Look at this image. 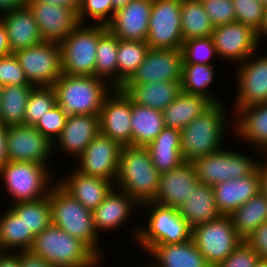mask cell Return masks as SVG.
Masks as SVG:
<instances>
[{"instance_id":"obj_33","label":"cell","mask_w":267,"mask_h":267,"mask_svg":"<svg viewBox=\"0 0 267 267\" xmlns=\"http://www.w3.org/2000/svg\"><path fill=\"white\" fill-rule=\"evenodd\" d=\"M0 215V252H21L30 250L35 236L27 230L20 219L8 206Z\"/></svg>"},{"instance_id":"obj_29","label":"cell","mask_w":267,"mask_h":267,"mask_svg":"<svg viewBox=\"0 0 267 267\" xmlns=\"http://www.w3.org/2000/svg\"><path fill=\"white\" fill-rule=\"evenodd\" d=\"M178 211L191 229L221 216L214 198L213 186L200 182Z\"/></svg>"},{"instance_id":"obj_43","label":"cell","mask_w":267,"mask_h":267,"mask_svg":"<svg viewBox=\"0 0 267 267\" xmlns=\"http://www.w3.org/2000/svg\"><path fill=\"white\" fill-rule=\"evenodd\" d=\"M181 51L182 64L214 65L211 59L218 57L211 35L183 41Z\"/></svg>"},{"instance_id":"obj_54","label":"cell","mask_w":267,"mask_h":267,"mask_svg":"<svg viewBox=\"0 0 267 267\" xmlns=\"http://www.w3.org/2000/svg\"><path fill=\"white\" fill-rule=\"evenodd\" d=\"M27 1H34L39 3H45V4H53L58 5L62 7H68L72 10H74L77 14L81 7L82 0H27Z\"/></svg>"},{"instance_id":"obj_9","label":"cell","mask_w":267,"mask_h":267,"mask_svg":"<svg viewBox=\"0 0 267 267\" xmlns=\"http://www.w3.org/2000/svg\"><path fill=\"white\" fill-rule=\"evenodd\" d=\"M237 151L224 146L217 152L196 158L192 163L199 182L214 186L226 180H234L251 174L257 168L259 158H251L247 153Z\"/></svg>"},{"instance_id":"obj_26","label":"cell","mask_w":267,"mask_h":267,"mask_svg":"<svg viewBox=\"0 0 267 267\" xmlns=\"http://www.w3.org/2000/svg\"><path fill=\"white\" fill-rule=\"evenodd\" d=\"M261 191V178L256 168L251 174L220 182L213 186L214 198L221 215H230Z\"/></svg>"},{"instance_id":"obj_4","label":"cell","mask_w":267,"mask_h":267,"mask_svg":"<svg viewBox=\"0 0 267 267\" xmlns=\"http://www.w3.org/2000/svg\"><path fill=\"white\" fill-rule=\"evenodd\" d=\"M139 209H144L148 214L145 219L147 225L135 223V228L131 229V238L144 253L155 245L183 243L191 239V228L180 216L178 209L155 202H146Z\"/></svg>"},{"instance_id":"obj_49","label":"cell","mask_w":267,"mask_h":267,"mask_svg":"<svg viewBox=\"0 0 267 267\" xmlns=\"http://www.w3.org/2000/svg\"><path fill=\"white\" fill-rule=\"evenodd\" d=\"M259 255L244 240L237 248L216 267H256L260 261Z\"/></svg>"},{"instance_id":"obj_57","label":"cell","mask_w":267,"mask_h":267,"mask_svg":"<svg viewBox=\"0 0 267 267\" xmlns=\"http://www.w3.org/2000/svg\"><path fill=\"white\" fill-rule=\"evenodd\" d=\"M27 0H0V14L11 12L26 5Z\"/></svg>"},{"instance_id":"obj_10","label":"cell","mask_w":267,"mask_h":267,"mask_svg":"<svg viewBox=\"0 0 267 267\" xmlns=\"http://www.w3.org/2000/svg\"><path fill=\"white\" fill-rule=\"evenodd\" d=\"M191 239L211 267L223 262L243 241L228 215L194 227Z\"/></svg>"},{"instance_id":"obj_40","label":"cell","mask_w":267,"mask_h":267,"mask_svg":"<svg viewBox=\"0 0 267 267\" xmlns=\"http://www.w3.org/2000/svg\"><path fill=\"white\" fill-rule=\"evenodd\" d=\"M8 206L20 219L27 230L36 237L52 224L51 206L49 197L34 201L17 202Z\"/></svg>"},{"instance_id":"obj_13","label":"cell","mask_w":267,"mask_h":267,"mask_svg":"<svg viewBox=\"0 0 267 267\" xmlns=\"http://www.w3.org/2000/svg\"><path fill=\"white\" fill-rule=\"evenodd\" d=\"M258 52L235 67L237 91L234 107L231 106L233 116L247 106L267 103V54Z\"/></svg>"},{"instance_id":"obj_24","label":"cell","mask_w":267,"mask_h":267,"mask_svg":"<svg viewBox=\"0 0 267 267\" xmlns=\"http://www.w3.org/2000/svg\"><path fill=\"white\" fill-rule=\"evenodd\" d=\"M233 119L232 135L250 145L258 155L267 153V103L242 108Z\"/></svg>"},{"instance_id":"obj_58","label":"cell","mask_w":267,"mask_h":267,"mask_svg":"<svg viewBox=\"0 0 267 267\" xmlns=\"http://www.w3.org/2000/svg\"><path fill=\"white\" fill-rule=\"evenodd\" d=\"M257 36H258V40H259L260 45L261 44L263 45V43H261L262 37H263V39H264V37L267 39V7H265L262 25L257 32Z\"/></svg>"},{"instance_id":"obj_60","label":"cell","mask_w":267,"mask_h":267,"mask_svg":"<svg viewBox=\"0 0 267 267\" xmlns=\"http://www.w3.org/2000/svg\"><path fill=\"white\" fill-rule=\"evenodd\" d=\"M256 267H267V260H260Z\"/></svg>"},{"instance_id":"obj_39","label":"cell","mask_w":267,"mask_h":267,"mask_svg":"<svg viewBox=\"0 0 267 267\" xmlns=\"http://www.w3.org/2000/svg\"><path fill=\"white\" fill-rule=\"evenodd\" d=\"M180 15L184 41L212 34L214 26L200 0H182Z\"/></svg>"},{"instance_id":"obj_59","label":"cell","mask_w":267,"mask_h":267,"mask_svg":"<svg viewBox=\"0 0 267 267\" xmlns=\"http://www.w3.org/2000/svg\"><path fill=\"white\" fill-rule=\"evenodd\" d=\"M132 0H112L113 9L116 11L122 7H125Z\"/></svg>"},{"instance_id":"obj_18","label":"cell","mask_w":267,"mask_h":267,"mask_svg":"<svg viewBox=\"0 0 267 267\" xmlns=\"http://www.w3.org/2000/svg\"><path fill=\"white\" fill-rule=\"evenodd\" d=\"M182 62L181 49L149 48L143 63L124 85L181 82Z\"/></svg>"},{"instance_id":"obj_15","label":"cell","mask_w":267,"mask_h":267,"mask_svg":"<svg viewBox=\"0 0 267 267\" xmlns=\"http://www.w3.org/2000/svg\"><path fill=\"white\" fill-rule=\"evenodd\" d=\"M52 155L53 144L34 126H7L8 161L50 165Z\"/></svg>"},{"instance_id":"obj_3","label":"cell","mask_w":267,"mask_h":267,"mask_svg":"<svg viewBox=\"0 0 267 267\" xmlns=\"http://www.w3.org/2000/svg\"><path fill=\"white\" fill-rule=\"evenodd\" d=\"M48 197L52 224L84 242L103 264L105 254L100 245L101 236H98L94 228L92 211L74 199L57 182L51 187Z\"/></svg>"},{"instance_id":"obj_11","label":"cell","mask_w":267,"mask_h":267,"mask_svg":"<svg viewBox=\"0 0 267 267\" xmlns=\"http://www.w3.org/2000/svg\"><path fill=\"white\" fill-rule=\"evenodd\" d=\"M182 0H152L146 43L152 49H181Z\"/></svg>"},{"instance_id":"obj_32","label":"cell","mask_w":267,"mask_h":267,"mask_svg":"<svg viewBox=\"0 0 267 267\" xmlns=\"http://www.w3.org/2000/svg\"><path fill=\"white\" fill-rule=\"evenodd\" d=\"M146 148L160 174L173 170L185 162L181 153L180 131L177 129L165 127Z\"/></svg>"},{"instance_id":"obj_20","label":"cell","mask_w":267,"mask_h":267,"mask_svg":"<svg viewBox=\"0 0 267 267\" xmlns=\"http://www.w3.org/2000/svg\"><path fill=\"white\" fill-rule=\"evenodd\" d=\"M99 133V116L68 115L63 131L53 143V152L59 149L65 158L71 157L75 162Z\"/></svg>"},{"instance_id":"obj_30","label":"cell","mask_w":267,"mask_h":267,"mask_svg":"<svg viewBox=\"0 0 267 267\" xmlns=\"http://www.w3.org/2000/svg\"><path fill=\"white\" fill-rule=\"evenodd\" d=\"M121 89L136 104L162 111L182 92L181 82H158L140 85H123Z\"/></svg>"},{"instance_id":"obj_55","label":"cell","mask_w":267,"mask_h":267,"mask_svg":"<svg viewBox=\"0 0 267 267\" xmlns=\"http://www.w3.org/2000/svg\"><path fill=\"white\" fill-rule=\"evenodd\" d=\"M7 161V126L0 123V168Z\"/></svg>"},{"instance_id":"obj_42","label":"cell","mask_w":267,"mask_h":267,"mask_svg":"<svg viewBox=\"0 0 267 267\" xmlns=\"http://www.w3.org/2000/svg\"><path fill=\"white\" fill-rule=\"evenodd\" d=\"M56 104V93L53 86H34L26 105L23 124L35 126Z\"/></svg>"},{"instance_id":"obj_61","label":"cell","mask_w":267,"mask_h":267,"mask_svg":"<svg viewBox=\"0 0 267 267\" xmlns=\"http://www.w3.org/2000/svg\"><path fill=\"white\" fill-rule=\"evenodd\" d=\"M2 94H3V86L0 84V110H1Z\"/></svg>"},{"instance_id":"obj_62","label":"cell","mask_w":267,"mask_h":267,"mask_svg":"<svg viewBox=\"0 0 267 267\" xmlns=\"http://www.w3.org/2000/svg\"><path fill=\"white\" fill-rule=\"evenodd\" d=\"M150 264H152V265H150ZM142 267H155V265L153 262L150 261V263H148V264L146 263V265L142 263Z\"/></svg>"},{"instance_id":"obj_1","label":"cell","mask_w":267,"mask_h":267,"mask_svg":"<svg viewBox=\"0 0 267 267\" xmlns=\"http://www.w3.org/2000/svg\"><path fill=\"white\" fill-rule=\"evenodd\" d=\"M225 107L223 102L213 104L180 131L181 153L184 161L193 162L196 158L222 149L225 145L224 137L227 136L225 134L229 132L227 131L230 124L228 120L232 123L231 130H233L232 121L234 120L231 110L227 115L228 111Z\"/></svg>"},{"instance_id":"obj_63","label":"cell","mask_w":267,"mask_h":267,"mask_svg":"<svg viewBox=\"0 0 267 267\" xmlns=\"http://www.w3.org/2000/svg\"><path fill=\"white\" fill-rule=\"evenodd\" d=\"M265 7H267V0H259Z\"/></svg>"},{"instance_id":"obj_8","label":"cell","mask_w":267,"mask_h":267,"mask_svg":"<svg viewBox=\"0 0 267 267\" xmlns=\"http://www.w3.org/2000/svg\"><path fill=\"white\" fill-rule=\"evenodd\" d=\"M105 25L79 24L61 43L62 73L95 76L96 52Z\"/></svg>"},{"instance_id":"obj_41","label":"cell","mask_w":267,"mask_h":267,"mask_svg":"<svg viewBox=\"0 0 267 267\" xmlns=\"http://www.w3.org/2000/svg\"><path fill=\"white\" fill-rule=\"evenodd\" d=\"M149 46L145 41L119 39L117 54L118 88H121L143 63Z\"/></svg>"},{"instance_id":"obj_56","label":"cell","mask_w":267,"mask_h":267,"mask_svg":"<svg viewBox=\"0 0 267 267\" xmlns=\"http://www.w3.org/2000/svg\"><path fill=\"white\" fill-rule=\"evenodd\" d=\"M12 54L6 28L0 19V57Z\"/></svg>"},{"instance_id":"obj_52","label":"cell","mask_w":267,"mask_h":267,"mask_svg":"<svg viewBox=\"0 0 267 267\" xmlns=\"http://www.w3.org/2000/svg\"><path fill=\"white\" fill-rule=\"evenodd\" d=\"M260 155L263 159L258 160L257 169L261 178V192L267 198V153H261Z\"/></svg>"},{"instance_id":"obj_37","label":"cell","mask_w":267,"mask_h":267,"mask_svg":"<svg viewBox=\"0 0 267 267\" xmlns=\"http://www.w3.org/2000/svg\"><path fill=\"white\" fill-rule=\"evenodd\" d=\"M119 39L107 29L99 38L96 52L95 77L118 88L117 54Z\"/></svg>"},{"instance_id":"obj_16","label":"cell","mask_w":267,"mask_h":267,"mask_svg":"<svg viewBox=\"0 0 267 267\" xmlns=\"http://www.w3.org/2000/svg\"><path fill=\"white\" fill-rule=\"evenodd\" d=\"M121 148L118 142L99 133L76 159L74 168L84 175L115 183Z\"/></svg>"},{"instance_id":"obj_44","label":"cell","mask_w":267,"mask_h":267,"mask_svg":"<svg viewBox=\"0 0 267 267\" xmlns=\"http://www.w3.org/2000/svg\"><path fill=\"white\" fill-rule=\"evenodd\" d=\"M114 14L112 0H82L78 20L80 24L107 26ZM90 20L93 22L91 23Z\"/></svg>"},{"instance_id":"obj_5","label":"cell","mask_w":267,"mask_h":267,"mask_svg":"<svg viewBox=\"0 0 267 267\" xmlns=\"http://www.w3.org/2000/svg\"><path fill=\"white\" fill-rule=\"evenodd\" d=\"M56 102L67 115L99 116L113 87L95 76L62 74L54 83Z\"/></svg>"},{"instance_id":"obj_46","label":"cell","mask_w":267,"mask_h":267,"mask_svg":"<svg viewBox=\"0 0 267 267\" xmlns=\"http://www.w3.org/2000/svg\"><path fill=\"white\" fill-rule=\"evenodd\" d=\"M67 117L64 110L56 104L34 127L53 144L63 131Z\"/></svg>"},{"instance_id":"obj_14","label":"cell","mask_w":267,"mask_h":267,"mask_svg":"<svg viewBox=\"0 0 267 267\" xmlns=\"http://www.w3.org/2000/svg\"><path fill=\"white\" fill-rule=\"evenodd\" d=\"M218 58L237 66L262 47L257 31L240 22L214 27L211 34Z\"/></svg>"},{"instance_id":"obj_38","label":"cell","mask_w":267,"mask_h":267,"mask_svg":"<svg viewBox=\"0 0 267 267\" xmlns=\"http://www.w3.org/2000/svg\"><path fill=\"white\" fill-rule=\"evenodd\" d=\"M34 85H8L3 87L0 123L5 126L23 124L25 109Z\"/></svg>"},{"instance_id":"obj_51","label":"cell","mask_w":267,"mask_h":267,"mask_svg":"<svg viewBox=\"0 0 267 267\" xmlns=\"http://www.w3.org/2000/svg\"><path fill=\"white\" fill-rule=\"evenodd\" d=\"M20 267H54L30 250L20 252Z\"/></svg>"},{"instance_id":"obj_12","label":"cell","mask_w":267,"mask_h":267,"mask_svg":"<svg viewBox=\"0 0 267 267\" xmlns=\"http://www.w3.org/2000/svg\"><path fill=\"white\" fill-rule=\"evenodd\" d=\"M14 54L29 83L34 86H53L63 74L59 43L44 41Z\"/></svg>"},{"instance_id":"obj_36","label":"cell","mask_w":267,"mask_h":267,"mask_svg":"<svg viewBox=\"0 0 267 267\" xmlns=\"http://www.w3.org/2000/svg\"><path fill=\"white\" fill-rule=\"evenodd\" d=\"M229 217L236 233L244 240L262 223L267 221V198L260 191Z\"/></svg>"},{"instance_id":"obj_21","label":"cell","mask_w":267,"mask_h":267,"mask_svg":"<svg viewBox=\"0 0 267 267\" xmlns=\"http://www.w3.org/2000/svg\"><path fill=\"white\" fill-rule=\"evenodd\" d=\"M198 184L193 163L185 161L177 168L160 174L157 195L152 202L178 209Z\"/></svg>"},{"instance_id":"obj_27","label":"cell","mask_w":267,"mask_h":267,"mask_svg":"<svg viewBox=\"0 0 267 267\" xmlns=\"http://www.w3.org/2000/svg\"><path fill=\"white\" fill-rule=\"evenodd\" d=\"M12 53L36 46L43 41L33 13L27 5L0 15Z\"/></svg>"},{"instance_id":"obj_31","label":"cell","mask_w":267,"mask_h":267,"mask_svg":"<svg viewBox=\"0 0 267 267\" xmlns=\"http://www.w3.org/2000/svg\"><path fill=\"white\" fill-rule=\"evenodd\" d=\"M212 105L213 103L203 96L181 92L168 107L161 111L164 126L181 131Z\"/></svg>"},{"instance_id":"obj_25","label":"cell","mask_w":267,"mask_h":267,"mask_svg":"<svg viewBox=\"0 0 267 267\" xmlns=\"http://www.w3.org/2000/svg\"><path fill=\"white\" fill-rule=\"evenodd\" d=\"M71 170L63 177L57 176V183L91 211L97 208L115 187V184L107 179L84 175L75 168Z\"/></svg>"},{"instance_id":"obj_22","label":"cell","mask_w":267,"mask_h":267,"mask_svg":"<svg viewBox=\"0 0 267 267\" xmlns=\"http://www.w3.org/2000/svg\"><path fill=\"white\" fill-rule=\"evenodd\" d=\"M140 204L126 192L113 188L106 198L92 211L93 224L98 236L103 231L113 232L126 226ZM125 223V224H124Z\"/></svg>"},{"instance_id":"obj_28","label":"cell","mask_w":267,"mask_h":267,"mask_svg":"<svg viewBox=\"0 0 267 267\" xmlns=\"http://www.w3.org/2000/svg\"><path fill=\"white\" fill-rule=\"evenodd\" d=\"M155 267H211L192 239L153 246L146 254Z\"/></svg>"},{"instance_id":"obj_7","label":"cell","mask_w":267,"mask_h":267,"mask_svg":"<svg viewBox=\"0 0 267 267\" xmlns=\"http://www.w3.org/2000/svg\"><path fill=\"white\" fill-rule=\"evenodd\" d=\"M50 165L32 162L7 161L0 168V182L12 198V205L17 202L34 201L47 197L51 187L57 182ZM52 170H51V169Z\"/></svg>"},{"instance_id":"obj_23","label":"cell","mask_w":267,"mask_h":267,"mask_svg":"<svg viewBox=\"0 0 267 267\" xmlns=\"http://www.w3.org/2000/svg\"><path fill=\"white\" fill-rule=\"evenodd\" d=\"M151 8L152 0H132L115 11L107 28L118 39L146 42Z\"/></svg>"},{"instance_id":"obj_2","label":"cell","mask_w":267,"mask_h":267,"mask_svg":"<svg viewBox=\"0 0 267 267\" xmlns=\"http://www.w3.org/2000/svg\"><path fill=\"white\" fill-rule=\"evenodd\" d=\"M159 176L146 147L122 146L115 188L126 192L142 205L155 199Z\"/></svg>"},{"instance_id":"obj_6","label":"cell","mask_w":267,"mask_h":267,"mask_svg":"<svg viewBox=\"0 0 267 267\" xmlns=\"http://www.w3.org/2000/svg\"><path fill=\"white\" fill-rule=\"evenodd\" d=\"M54 267H101V259L82 241L51 224L30 249Z\"/></svg>"},{"instance_id":"obj_35","label":"cell","mask_w":267,"mask_h":267,"mask_svg":"<svg viewBox=\"0 0 267 267\" xmlns=\"http://www.w3.org/2000/svg\"><path fill=\"white\" fill-rule=\"evenodd\" d=\"M213 66L216 67L207 64H182L181 91L190 95L203 96L213 104L224 102L216 93H210L213 92L210 86L215 80V74L217 75Z\"/></svg>"},{"instance_id":"obj_17","label":"cell","mask_w":267,"mask_h":267,"mask_svg":"<svg viewBox=\"0 0 267 267\" xmlns=\"http://www.w3.org/2000/svg\"><path fill=\"white\" fill-rule=\"evenodd\" d=\"M131 113L132 99L121 88H114L100 111V133L121 146H132Z\"/></svg>"},{"instance_id":"obj_47","label":"cell","mask_w":267,"mask_h":267,"mask_svg":"<svg viewBox=\"0 0 267 267\" xmlns=\"http://www.w3.org/2000/svg\"><path fill=\"white\" fill-rule=\"evenodd\" d=\"M214 27L236 21L232 0H200Z\"/></svg>"},{"instance_id":"obj_53","label":"cell","mask_w":267,"mask_h":267,"mask_svg":"<svg viewBox=\"0 0 267 267\" xmlns=\"http://www.w3.org/2000/svg\"><path fill=\"white\" fill-rule=\"evenodd\" d=\"M0 267H20V252H0Z\"/></svg>"},{"instance_id":"obj_48","label":"cell","mask_w":267,"mask_h":267,"mask_svg":"<svg viewBox=\"0 0 267 267\" xmlns=\"http://www.w3.org/2000/svg\"><path fill=\"white\" fill-rule=\"evenodd\" d=\"M0 84L8 85H32L25 76L19 61L14 53L0 57Z\"/></svg>"},{"instance_id":"obj_45","label":"cell","mask_w":267,"mask_h":267,"mask_svg":"<svg viewBox=\"0 0 267 267\" xmlns=\"http://www.w3.org/2000/svg\"><path fill=\"white\" fill-rule=\"evenodd\" d=\"M236 21L258 32L265 6L259 0H232Z\"/></svg>"},{"instance_id":"obj_34","label":"cell","mask_w":267,"mask_h":267,"mask_svg":"<svg viewBox=\"0 0 267 267\" xmlns=\"http://www.w3.org/2000/svg\"><path fill=\"white\" fill-rule=\"evenodd\" d=\"M165 128L162 112L132 101V146L146 147Z\"/></svg>"},{"instance_id":"obj_19","label":"cell","mask_w":267,"mask_h":267,"mask_svg":"<svg viewBox=\"0 0 267 267\" xmlns=\"http://www.w3.org/2000/svg\"><path fill=\"white\" fill-rule=\"evenodd\" d=\"M43 41L61 43L80 24L78 14L68 8L53 4L27 1Z\"/></svg>"},{"instance_id":"obj_50","label":"cell","mask_w":267,"mask_h":267,"mask_svg":"<svg viewBox=\"0 0 267 267\" xmlns=\"http://www.w3.org/2000/svg\"><path fill=\"white\" fill-rule=\"evenodd\" d=\"M244 241L254 249L260 259L267 260V221L256 228Z\"/></svg>"}]
</instances>
